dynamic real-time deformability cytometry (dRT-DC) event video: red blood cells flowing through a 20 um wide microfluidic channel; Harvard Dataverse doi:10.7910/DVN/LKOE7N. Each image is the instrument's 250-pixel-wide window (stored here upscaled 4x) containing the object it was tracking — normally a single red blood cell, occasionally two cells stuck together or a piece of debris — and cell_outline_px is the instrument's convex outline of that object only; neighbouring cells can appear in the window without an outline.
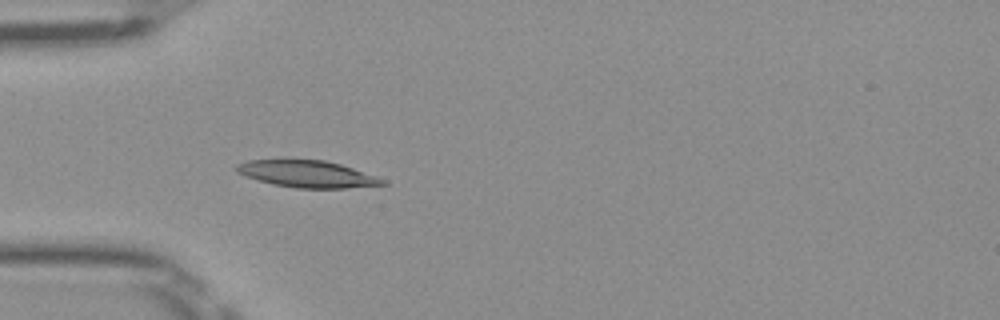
{"species": "Egyptian fruit bat (a non-hibernating species)", "species_latin": "Rousettus aegyptiacus", "temperature_condition": "room temperature", "stored_images_in_passage": 36, "camera_frame_rate_fps": 3000, "um_per_image_px": 0.085, "frame": {"image": 1, "passage_image": 1, "time_ms": 0.0, "image_size_px": [1000, 320], "cell_outline_px": [[388, 184], [344, 188], [296, 188], [272, 184], [244, 176], [236, 172], [236, 164], [248, 160], [324, 160], [340, 164], [376, 176], [384, 180]], "centroid_in_image_um": [26.08, 14.79], "position_along_channel_um": 58.9, "area_um2": 22.66}}
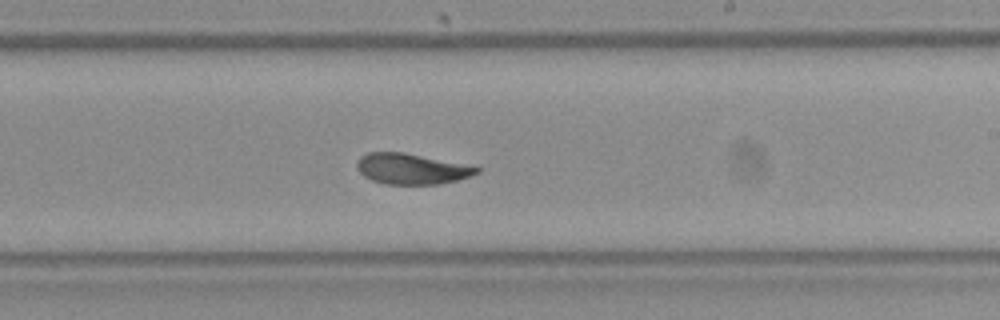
{"frame": {"image": 2, "passage_image": 16, "time_ms": 5.0, "image_size_px": [1000, 320], "cell_outline_px": [[480, 172], [456, 180], [440, 184], [384, 184], [372, 180], [364, 176], [356, 168], [356, 164], [360, 156], [368, 152], [404, 152], [476, 164], [480, 168]], "centroid_in_image_um": [35.05, 14.33], "position_along_channel_um": 254.0, "area_um2": 21.96}}
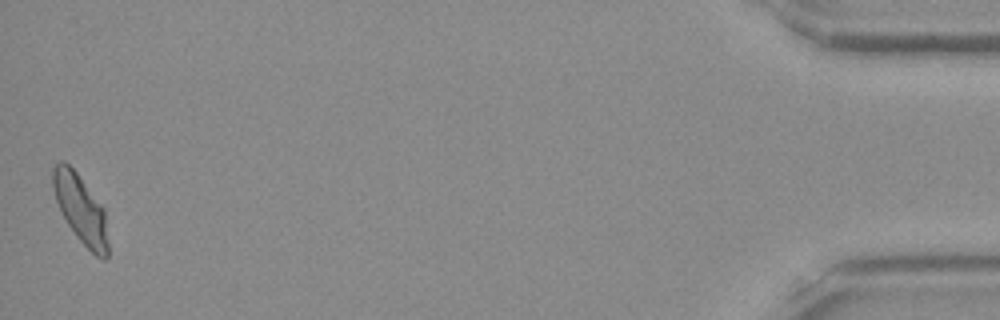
{"frame": {"image": 3, "passage_image": 36, "time_ms": 11.667, "image_size_px": [1000, 320], "cell_outline_px": [[108, 256], [104, 260], [96, 256], [76, 236], [68, 224], [56, 200], [52, 188], [52, 168], [60, 160], [64, 160], [76, 172], [104, 208], [108, 244]], "centroid_in_image_um": [6.85, 17.75], "position_along_channel_um": 428.4, "area_um2": 21.73}, "authors_computed_cell_mechanics": {"area_um2": 22.0507, "velocity_mm_per_s": 3.9791, "shape_relaxation_time_tau1_ms": 5.5075, "shape_relaxation_time_tau2_ms": 2.1942, "deformation_change_tau1": 0.1737, "deformation_change_tau2": 0.0636}}